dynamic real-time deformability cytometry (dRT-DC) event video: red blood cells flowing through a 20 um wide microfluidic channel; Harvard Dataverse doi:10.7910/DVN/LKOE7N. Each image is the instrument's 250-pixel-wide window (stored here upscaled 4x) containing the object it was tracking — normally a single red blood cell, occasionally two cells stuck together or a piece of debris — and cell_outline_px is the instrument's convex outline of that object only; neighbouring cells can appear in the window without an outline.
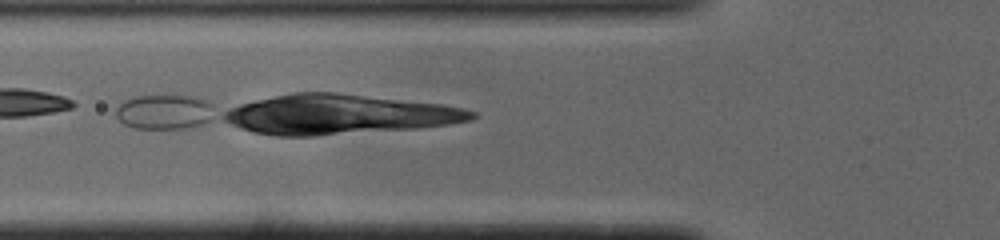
{"species": "common noctule bat (a hibernating species)", "species_latin": "Nyctalus noctula", "temperature_condition": "cold", "stored_images_in_passage": 37, "camera_frame_rate_fps": 3000, "um_per_image_px": 0.085, "animal": {"sex": "male", "body_mass_g": 19.0, "forearm_length_mm": 50.8}, "frame": {"image": 1, "passage_image": 6, "time_ms": 1.667, "image_size_px": [1000, 240], "cell_outline_px": [[208, 120], [196, 128], [136, 128], [124, 124], [116, 116], [116, 108], [124, 100], [136, 96], [196, 96], [204, 100], [208, 104]], "centroid_in_image_um": [13.88, 9.52], "position_along_channel_um": 111.9, "area_um2": 19.36}}